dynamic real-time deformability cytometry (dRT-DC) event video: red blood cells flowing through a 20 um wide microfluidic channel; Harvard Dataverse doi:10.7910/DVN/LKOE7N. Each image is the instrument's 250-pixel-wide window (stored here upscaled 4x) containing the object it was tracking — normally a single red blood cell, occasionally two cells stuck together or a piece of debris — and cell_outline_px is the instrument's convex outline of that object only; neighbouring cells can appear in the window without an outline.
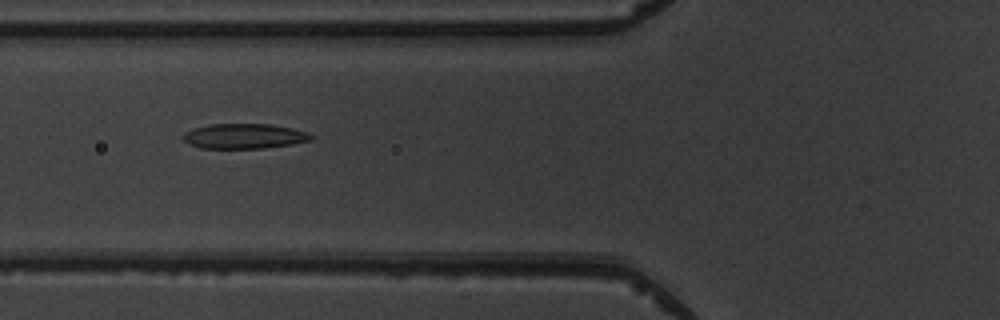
{"species": "common noctule bat (a hibernating species)", "species_latin": "Nyctalus noctula", "temperature_condition": "warm", "stored_images_in_passage": 6, "camera_frame_rate_fps": 3000, "um_per_image_px": 0.085, "animal": {"sex": "male", "body_mass_g": 19.5, "forearm_length_mm": 54.6}, "frame": {"image": 1, "passage_image": 3, "time_ms": 2.333, "image_size_px": [1000, 320], "cell_outline_px": [[316, 136], [312, 140], [292, 144], [264, 148], [200, 148], [188, 144], [184, 140], [184, 132], [192, 128], [208, 124], [268, 124], [292, 128], [308, 132]], "centroid_in_image_um": [20.77, 11.57], "position_along_channel_um": 105.0, "area_um2": 18.79}}
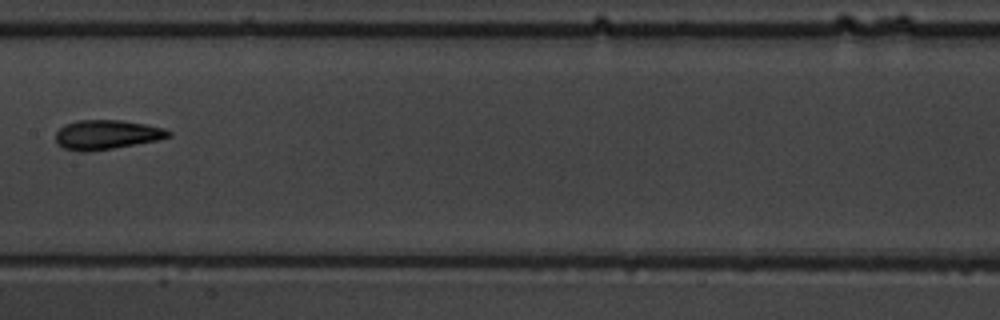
{"frame": {"image": 2, "passage_image": 5, "time_ms": 4.667, "image_size_px": [1000, 320], "cell_outline_px": [[172, 136], [156, 140], [136, 144], [88, 152], [80, 152], [64, 148], [56, 144], [56, 132], [64, 124], [76, 120], [120, 120], [144, 124], [164, 128], [172, 132]], "centroid_in_image_um": [9.03, 11.45], "position_along_channel_um": 198.4, "area_um2": 19.36}}
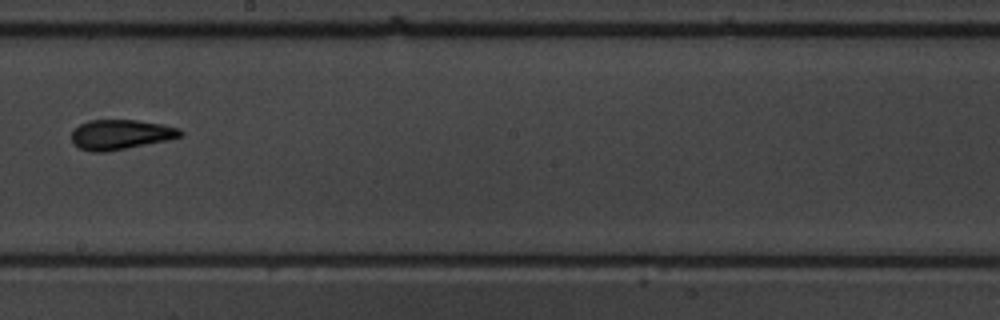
{"frame": {"image": 3, "passage_image": 6, "time_ms": 5.667, "image_size_px": [1000, 320], "cell_outline_px": [[184, 136], [168, 140], [104, 152], [92, 152], [80, 148], [72, 144], [72, 132], [80, 124], [88, 120], [136, 120], [160, 124], [180, 128], [184, 132]], "centroid_in_image_um": [10.27, 11.43], "position_along_channel_um": 237.9, "area_um2": 18.9}}